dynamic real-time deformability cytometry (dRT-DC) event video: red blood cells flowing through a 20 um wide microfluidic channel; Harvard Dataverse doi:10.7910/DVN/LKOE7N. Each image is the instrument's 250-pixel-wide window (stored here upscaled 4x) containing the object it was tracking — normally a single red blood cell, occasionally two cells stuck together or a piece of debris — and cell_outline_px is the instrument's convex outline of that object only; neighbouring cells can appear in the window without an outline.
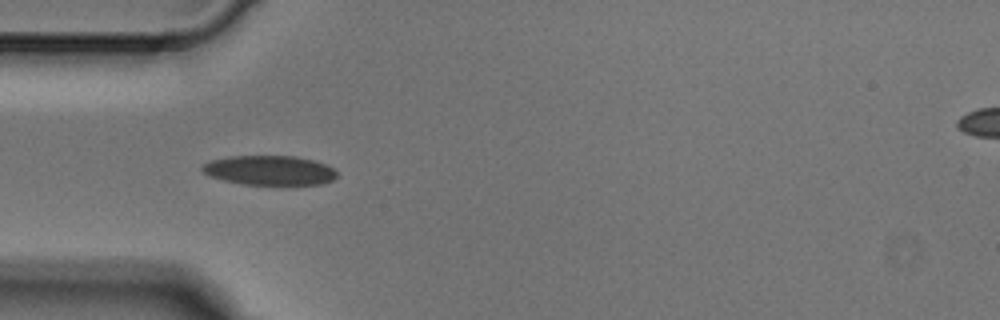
{"species": "Egyptian fruit bat (a non-hibernating species)", "species_latin": "Rousettus aegyptiacus", "temperature_condition": "cold", "stored_images_in_passage": 3, "camera_frame_rate_fps": 3000, "um_per_image_px": 0.085, "animal": {"sex": "male"}, "frame": {"image": 1, "passage_image": 3, "time_ms": 0.667, "image_size_px": [1000, 320], "cell_outline_px": [[336, 176], [332, 180], [320, 184], [244, 184], [224, 180], [208, 176], [200, 168], [204, 164], [212, 160], [232, 156], [296, 156], [312, 160], [324, 164], [332, 168], [336, 172]], "centroid_in_image_um": [22.88, 14.47], "position_along_channel_um": 62.1, "area_um2": 22.83}}